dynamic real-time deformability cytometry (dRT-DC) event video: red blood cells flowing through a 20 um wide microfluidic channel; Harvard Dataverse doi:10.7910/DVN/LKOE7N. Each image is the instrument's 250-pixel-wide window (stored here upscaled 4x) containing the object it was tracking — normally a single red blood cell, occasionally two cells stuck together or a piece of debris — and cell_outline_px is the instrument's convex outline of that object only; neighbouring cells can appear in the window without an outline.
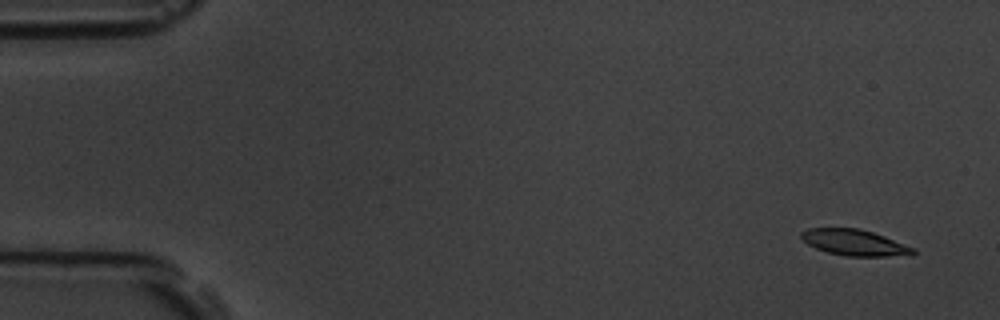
{"species": "common noctule bat (a hibernating species)", "species_latin": "Nyctalus noctula", "temperature_condition": "room temperature", "stored_images_in_passage": 9, "camera_frame_rate_fps": 3000, "um_per_image_px": 0.085, "animal": {"sex": "male", "body_mass_g": 19.5, "forearm_length_mm": 54.6}, "frame": {"image": 1, "passage_image": 1, "time_ms": 0.0, "image_size_px": [1000, 320], "cell_outline_px": [[916, 252], [912, 256], [844, 256], [828, 252], [816, 248], [808, 244], [800, 236], [800, 232], [808, 228], [860, 228], [884, 236], [916, 248]], "centroid_in_image_um": [72.68, 20.62], "position_along_channel_um": 12.3, "area_um2": 17.11}}
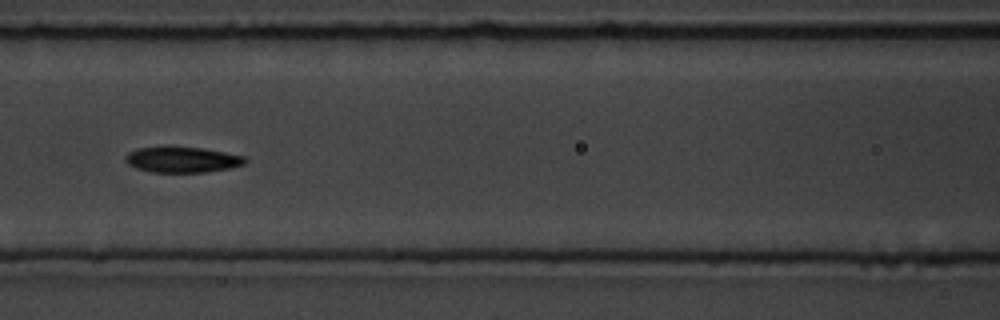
{"frame": {"image": 2, "passage_image": 7, "time_ms": 7.0, "image_size_px": [1000, 320], "cell_outline_px": [[248, 160], [244, 164], [232, 168], [204, 172], [152, 172], [136, 168], [128, 164], [124, 160], [124, 156], [128, 152], [136, 148], [168, 144], [204, 148], [244, 156]], "centroid_in_image_um": [15.44, 13.53], "position_along_channel_um": 151.2, "area_um2": 18.67}}
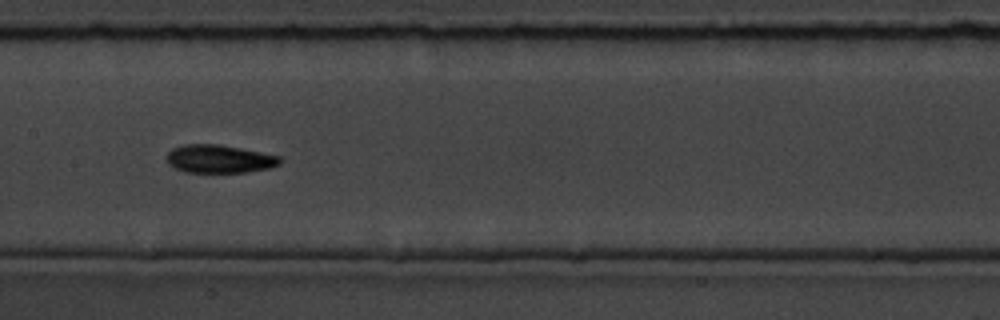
{"frame": {"image": 3, "passage_image": 8, "time_ms": 8.0, "image_size_px": [1000, 320], "cell_outline_px": [[284, 160], [280, 164], [268, 168], [248, 172], [184, 172], [168, 164], [164, 160], [164, 156], [172, 148], [184, 144], [220, 144], [280, 156]], "centroid_in_image_um": [18.6, 13.5], "position_along_channel_um": 188.8, "area_um2": 18.79}}